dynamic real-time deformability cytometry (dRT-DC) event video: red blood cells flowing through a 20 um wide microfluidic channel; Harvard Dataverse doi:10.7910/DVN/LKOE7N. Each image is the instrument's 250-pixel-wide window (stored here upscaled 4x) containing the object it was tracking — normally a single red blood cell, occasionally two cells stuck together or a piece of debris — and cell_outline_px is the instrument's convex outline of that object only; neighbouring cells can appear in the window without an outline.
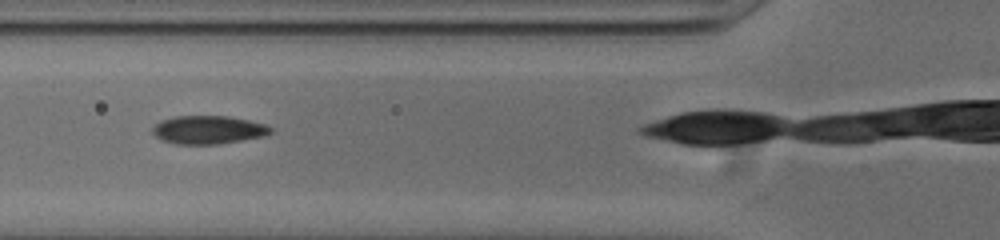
{"species": "common noctule bat (a hibernating species)", "species_latin": "Nyctalus noctula", "temperature_condition": "cold", "stored_images_in_passage": 7, "camera_frame_rate_fps": 3000, "um_per_image_px": 0.085, "animal": {"sex": "male", "body_mass_g": 20.0, "forearm_length_mm": 53.3}, "frame": {"image": 1, "passage_image": 5, "time_ms": 1.333, "image_size_px": [1000, 240], "cell_outline_px": [[272, 132], [264, 136], [216, 144], [176, 144], [164, 140], [156, 136], [152, 132], [152, 128], [160, 120], [176, 116], [228, 116], [248, 120], [264, 124], [272, 128]], "centroid_in_image_um": [17.69, 11.02], "position_along_channel_um": 108.1, "area_um2": 19.25}}